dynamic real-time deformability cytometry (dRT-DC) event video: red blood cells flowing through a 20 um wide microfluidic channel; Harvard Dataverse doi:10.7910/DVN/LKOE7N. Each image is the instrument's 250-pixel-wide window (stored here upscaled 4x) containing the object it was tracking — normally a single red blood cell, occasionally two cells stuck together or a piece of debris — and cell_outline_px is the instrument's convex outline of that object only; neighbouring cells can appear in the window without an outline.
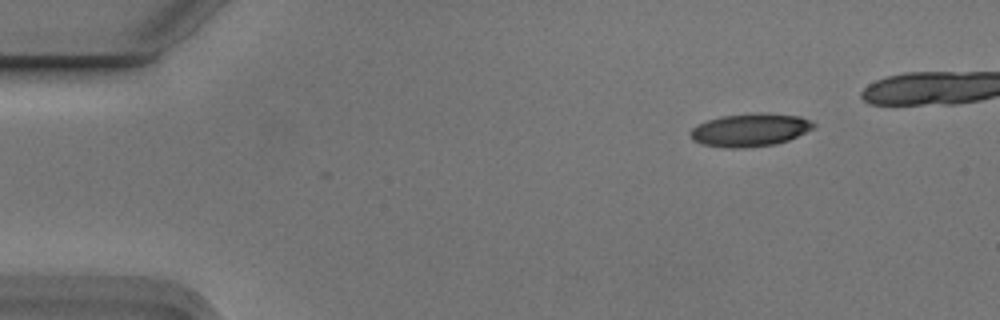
{"species": "Egyptian fruit bat (a non-hibernating species)", "species_latin": "Rousettus aegyptiacus", "temperature_condition": "cold", "stored_images_in_passage": 5, "camera_frame_rate_fps": 3000, "um_per_image_px": 0.085, "animal": {"sex": "male"}, "frame": {"image": 1, "passage_image": 1, "time_ms": 0.0, "image_size_px": [1000, 320], "cell_outline_px": [[816, 128], [788, 140], [776, 144], [744, 148], [732, 148], [700, 144], [692, 140], [688, 132], [692, 128], [708, 120], [724, 116], [756, 112], [764, 112], [800, 116], [812, 120], [816, 124]], "centroid_in_image_um": [63.8, 11.04], "position_along_channel_um": 21.2, "area_um2": 23.93}}